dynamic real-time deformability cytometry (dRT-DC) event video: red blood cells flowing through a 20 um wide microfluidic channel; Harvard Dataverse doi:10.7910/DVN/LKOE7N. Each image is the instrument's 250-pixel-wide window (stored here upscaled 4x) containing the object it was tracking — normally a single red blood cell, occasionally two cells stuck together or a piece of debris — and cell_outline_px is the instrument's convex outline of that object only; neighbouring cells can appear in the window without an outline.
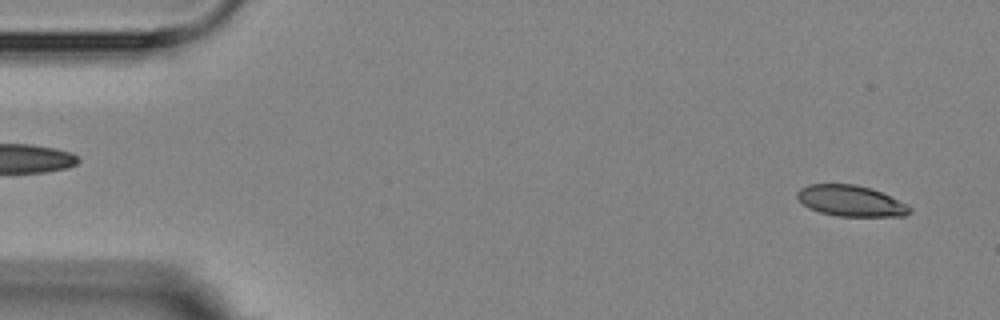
{"species": "Egyptian fruit bat (a non-hibernating species)", "species_latin": "Rousettus aegyptiacus", "temperature_condition": "room temperature", "stored_images_in_passage": 5, "segment_of_instrument_passage": [2, 2], "camera_frame_rate_fps": 3000, "um_per_image_px": 0.085, "animal": {"sex": "female"}, "frame": {"image": 1, "passage_image": 5, "time_ms": 5.333, "image_size_px": [1000, 320], "cell_outline_px": [[912, 212], [904, 216], [836, 216], [820, 212], [808, 208], [796, 196], [796, 192], [800, 188], [808, 184], [856, 184], [872, 188], [912, 208]], "centroid_in_image_um": [72.28, 17.07], "position_along_channel_um": 12.7, "area_um2": 20.17}}